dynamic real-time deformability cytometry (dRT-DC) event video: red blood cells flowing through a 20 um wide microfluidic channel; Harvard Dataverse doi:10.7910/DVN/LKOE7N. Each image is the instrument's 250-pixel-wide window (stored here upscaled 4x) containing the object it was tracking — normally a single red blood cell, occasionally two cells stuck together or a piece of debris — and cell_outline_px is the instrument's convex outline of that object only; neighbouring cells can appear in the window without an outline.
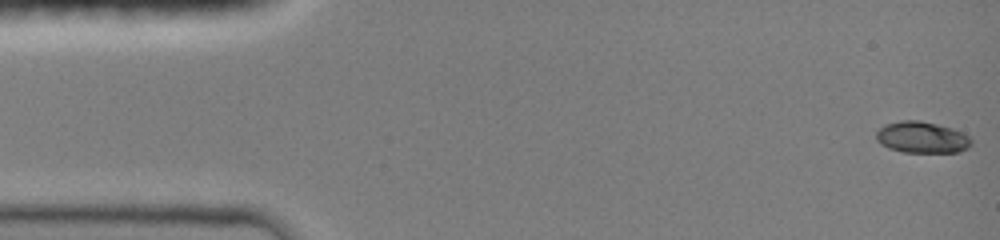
{"species": "common noctule bat (a hibernating species)", "species_latin": "Nyctalus noctula", "temperature_condition": "room temperature", "stored_images_in_passage": 47, "camera_frame_rate_fps": 3000, "um_per_image_px": 0.085, "animal": {"sex": "female", "body_mass_g": 19.0, "forearm_length_mm": 51.5}, "frame": {"image": 1, "passage_image": 1, "time_ms": 0.0, "image_size_px": [1000, 240], "cell_outline_px": [[972, 144], [968, 148], [956, 152], [904, 152], [888, 148], [880, 144], [876, 140], [876, 132], [884, 124], [900, 120], [920, 120], [952, 128], [968, 136], [972, 140]], "centroid_in_image_um": [78.33, 11.67], "position_along_channel_um": 6.7, "area_um2": 17.46}}
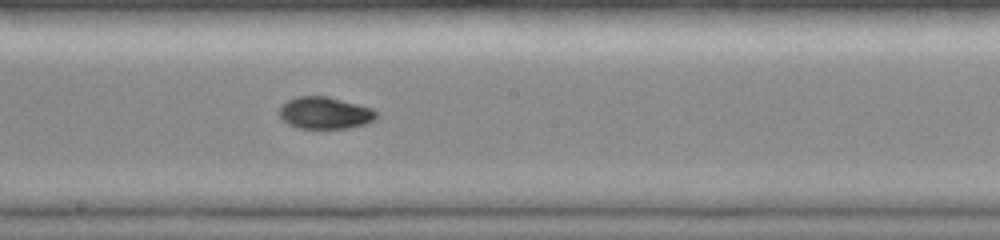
{"frame": {"image": 2, "passage_image": 26, "time_ms": 8.333, "image_size_px": [1000, 240], "cell_outline_px": [[380, 112], [372, 120], [364, 124], [348, 128], [296, 128], [288, 124], [280, 116], [280, 108], [288, 100], [296, 96], [328, 96], [372, 108]], "centroid_in_image_um": [27.63, 9.59], "position_along_channel_um": 220.6, "area_um2": 17.98}}
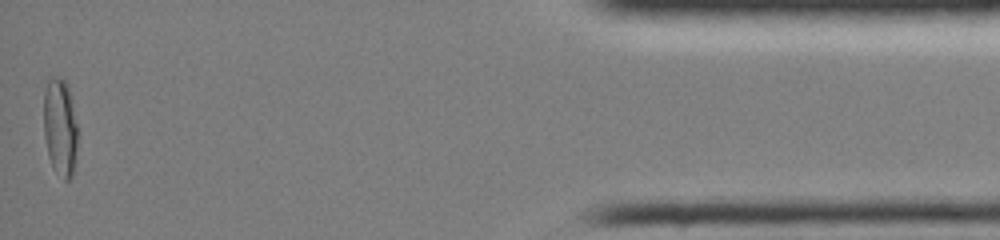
{"frame": {"image": 3, "passage_image": 47, "time_ms": 15.333, "image_size_px": [1000, 240], "cell_outline_px": [[76, 148], [72, 176], [68, 180], [64, 180], [52, 168], [48, 156], [44, 136], [44, 92], [48, 80], [52, 76], [60, 76], [64, 80], [68, 88], [76, 124]], "centroid_in_image_um": [5.07, 10.82], "position_along_channel_um": 430.1, "area_um2": 19.07}, "authors_computed_cell_mechanics": {"area_um2": 17.9758, "velocity_mm_per_s": 4.0529, "shape_relaxation_time_tau1_ms": 6.9858, "shape_relaxation_time_tau2_ms": 1.6447, "deformation_change_tau1": 0.2542, "deformation_change_tau2": 0.0341}}